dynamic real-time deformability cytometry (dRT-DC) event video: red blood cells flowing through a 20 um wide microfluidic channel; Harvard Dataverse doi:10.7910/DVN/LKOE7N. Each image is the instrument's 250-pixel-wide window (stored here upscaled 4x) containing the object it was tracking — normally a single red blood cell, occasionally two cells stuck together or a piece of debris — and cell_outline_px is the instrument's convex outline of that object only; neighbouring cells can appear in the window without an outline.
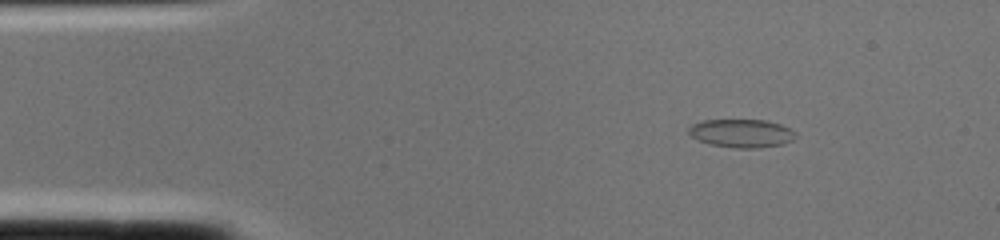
{"species": "common noctule bat (a hibernating species)", "species_latin": "Nyctalus noctula", "temperature_condition": "cold", "stored_images_in_passage": 1, "camera_frame_rate_fps": 3000, "um_per_image_px": 0.085, "animal": {"sex": "female", "body_mass_g": 22.0, "forearm_length_mm": 56.7}, "frame": {"image": 1, "passage_image": 1, "time_ms": 0.0, "image_size_px": [1000, 240], "cell_outline_px": [[796, 136], [792, 140], [780, 144], [756, 148], [732, 148], [712, 144], [700, 140], [692, 136], [688, 132], [688, 128], [692, 124], [704, 120], [764, 120], [780, 124], [792, 128], [796, 132]], "centroid_in_image_um": [63.05, 11.32], "position_along_channel_um": 21.9, "area_um2": 17.51}}